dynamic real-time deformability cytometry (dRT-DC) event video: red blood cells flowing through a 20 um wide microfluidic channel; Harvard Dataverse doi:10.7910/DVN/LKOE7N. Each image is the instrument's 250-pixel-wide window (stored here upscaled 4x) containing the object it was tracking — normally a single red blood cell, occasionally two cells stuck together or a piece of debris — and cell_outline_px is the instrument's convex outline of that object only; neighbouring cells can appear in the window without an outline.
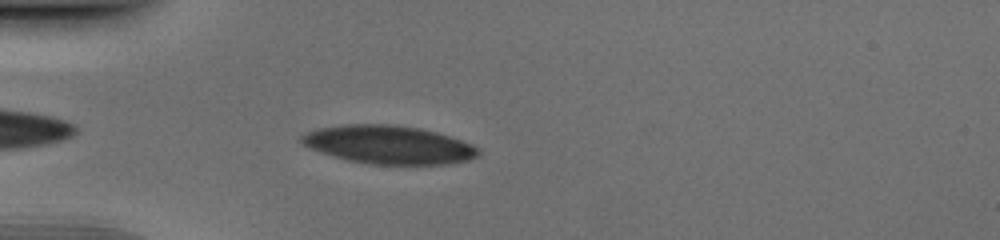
{"species": "human", "species_latin": "Homo sapiens", "temperature_condition": "cold", "stored_images_in_passage": 36, "camera_frame_rate_fps": 3000, "um_per_image_px": 0.085, "donor": {"sex": "male"}, "frame": {"image": 1, "passage_image": 3, "time_ms": 0.667, "image_size_px": [1000, 240], "cell_outline_px": [[480, 152], [476, 156], [468, 160], [448, 164], [368, 164], [348, 160], [332, 156], [308, 148], [300, 140], [300, 136], [308, 132], [320, 128], [344, 124], [392, 124], [420, 128], [436, 132], [472, 144], [480, 148]], "centroid_in_image_um": [33.03, 12.3], "position_along_channel_um": 52.0, "area_um2": 39.42}}
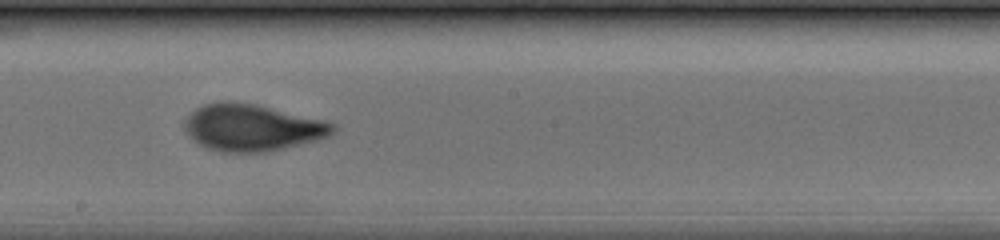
{"frame": {"image": 2, "passage_image": 17, "time_ms": 5.333, "image_size_px": [1000, 240], "cell_outline_px": [[336, 132], [320, 140], [268, 152], [220, 152], [208, 148], [192, 140], [188, 136], [184, 128], [184, 120], [196, 108], [204, 104], [256, 104], [324, 120], [336, 124]], "centroid_in_image_um": [21.48, 10.89], "position_along_channel_um": 226.7, "area_um2": 40.06}}
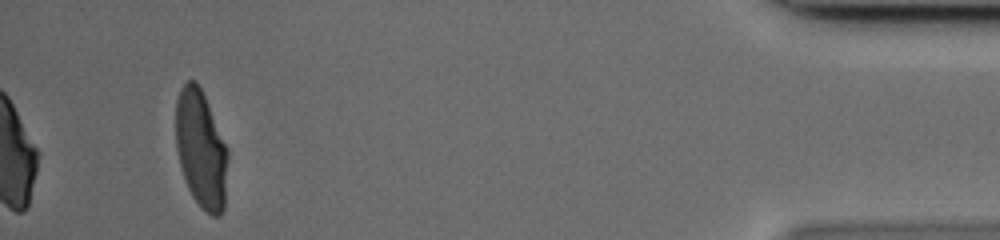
{"frame": {"image": 3, "passage_image": 36, "time_ms": 11.667, "image_size_px": [1000, 240], "cell_outline_px": [[228, 156], [224, 208], [220, 216], [212, 216], [200, 208], [192, 196], [184, 180], [180, 168], [176, 148], [176, 100], [180, 88], [188, 80], [196, 80], [208, 104], [228, 152]], "centroid_in_image_um": [17.07, 12.72], "position_along_channel_um": 418.1, "area_um2": 35.72}}